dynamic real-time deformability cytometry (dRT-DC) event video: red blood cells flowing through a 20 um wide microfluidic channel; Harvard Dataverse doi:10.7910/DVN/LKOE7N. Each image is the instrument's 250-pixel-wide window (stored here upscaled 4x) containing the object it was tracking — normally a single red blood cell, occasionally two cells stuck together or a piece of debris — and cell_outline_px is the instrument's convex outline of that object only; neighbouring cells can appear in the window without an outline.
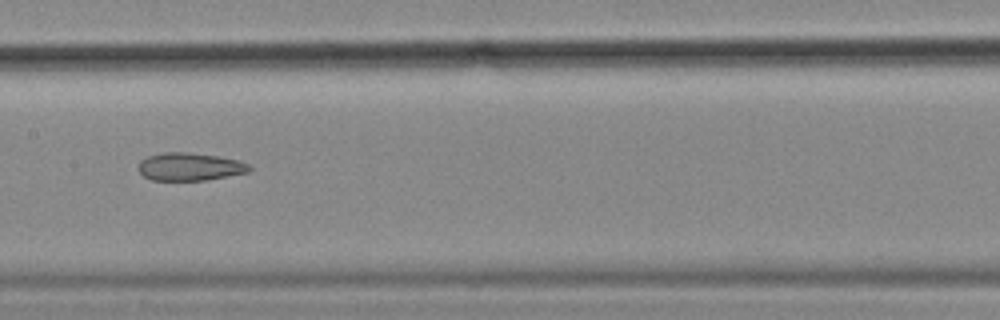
{"species": "common noctule bat (a hibernating species)", "species_latin": "Nyctalus noctula", "temperature_condition": "cold", "stored_images_in_passage": 14, "camera_frame_rate_fps": 3000, "um_per_image_px": 0.085, "animal": {"sex": "female", "body_mass_g": 18.4}, "frame": {"image": 1, "passage_image": 12, "time_ms": 3.667, "image_size_px": [1000, 320], "cell_outline_px": [[252, 168], [248, 172], [204, 180], [152, 180], [144, 176], [136, 168], [140, 160], [148, 156], [164, 152], [188, 152], [216, 156], [240, 160], [248, 164]], "centroid_in_image_um": [16.1, 14.16], "position_along_channel_um": 191.3, "area_um2": 17.98}}